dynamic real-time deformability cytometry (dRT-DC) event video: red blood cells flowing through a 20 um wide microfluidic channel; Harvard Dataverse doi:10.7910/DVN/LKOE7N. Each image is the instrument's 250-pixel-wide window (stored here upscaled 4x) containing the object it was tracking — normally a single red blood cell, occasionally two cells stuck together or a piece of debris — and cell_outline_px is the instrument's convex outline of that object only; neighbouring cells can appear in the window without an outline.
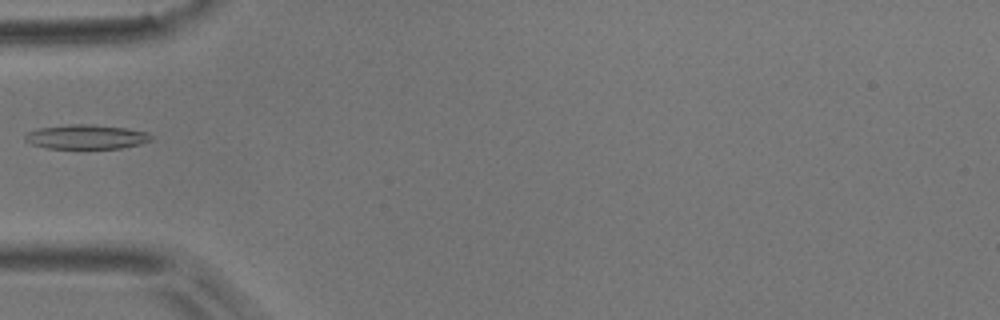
{"species": "common noctule bat (a hibernating species)", "species_latin": "Nyctalus noctula", "temperature_condition": "room temperature", "stored_images_in_passage": 4, "camera_frame_rate_fps": 3000, "um_per_image_px": 0.085, "animal": {"sex": "male", "body_mass_g": 17.9}, "frame": {"image": 1, "passage_image": 4, "time_ms": 3.333, "image_size_px": [1000, 320], "cell_outline_px": [[152, 140], [140, 144], [120, 148], [48, 148], [32, 144], [24, 140], [24, 136], [28, 132], [36, 128], [68, 124], [92, 124], [128, 128], [148, 132], [152, 136]], "centroid_in_image_um": [7.33, 11.62], "position_along_channel_um": 77.7, "area_um2": 18.03}}